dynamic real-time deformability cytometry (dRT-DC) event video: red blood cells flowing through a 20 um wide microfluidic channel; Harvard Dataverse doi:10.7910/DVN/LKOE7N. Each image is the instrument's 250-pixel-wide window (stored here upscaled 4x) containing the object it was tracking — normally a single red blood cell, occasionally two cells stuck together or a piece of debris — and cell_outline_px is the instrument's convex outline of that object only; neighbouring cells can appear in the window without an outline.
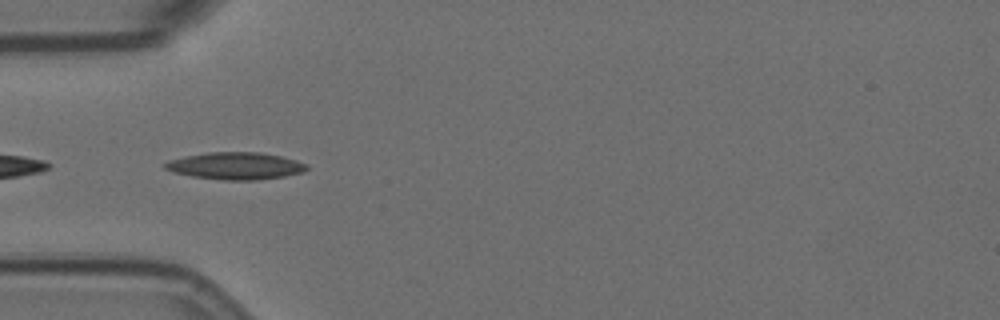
{"species": "Egyptian fruit bat (a non-hibernating species)", "species_latin": "Rousettus aegyptiacus", "temperature_condition": "room temperature", "stored_images_in_passage": 4, "camera_frame_rate_fps": 3000, "um_per_image_px": 0.085, "animal": {"sex": "female"}, "frame": {"image": 1, "passage_image": 1, "time_ms": 0.0, "image_size_px": [1000, 320], "cell_outline_px": [[308, 168], [304, 172], [284, 176], [256, 180], [220, 180], [192, 176], [176, 172], [164, 168], [164, 164], [168, 160], [184, 156], [208, 152], [260, 152], [280, 156], [296, 160], [308, 164]], "centroid_in_image_um": [20.04, 14.09], "position_along_channel_um": 65.0, "area_um2": 22.43}}